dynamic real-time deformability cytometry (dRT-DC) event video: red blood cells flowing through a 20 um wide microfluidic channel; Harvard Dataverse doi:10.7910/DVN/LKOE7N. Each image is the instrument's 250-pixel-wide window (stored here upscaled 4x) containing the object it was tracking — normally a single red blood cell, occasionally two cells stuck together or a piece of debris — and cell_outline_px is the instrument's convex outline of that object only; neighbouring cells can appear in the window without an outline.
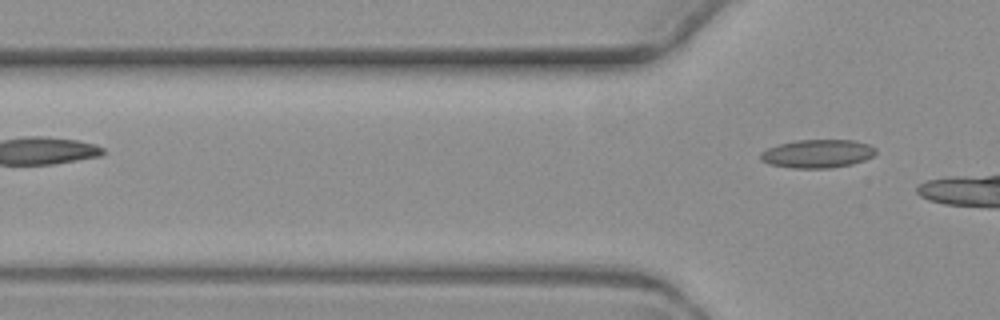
{"species": "common noctule bat (a hibernating species)", "species_latin": "Nyctalus noctula", "temperature_condition": "warm", "stored_images_in_passage": 5, "camera_frame_rate_fps": 3000, "um_per_image_px": 0.085, "animal": {"sex": "female", "body_mass_g": 19.3, "forearm_length_mm": 54.1}, "frame": {"image": 1, "passage_image": 5, "time_ms": 5.0, "image_size_px": [1000, 320], "cell_outline_px": [[876, 152], [872, 156], [864, 160], [852, 164], [828, 168], [792, 168], [768, 164], [760, 160], [760, 152], [768, 148], [780, 144], [796, 140], [852, 140], [868, 144], [876, 148]], "centroid_in_image_um": [69.46, 13.06], "position_along_channel_um": 56.3, "area_um2": 19.02}}